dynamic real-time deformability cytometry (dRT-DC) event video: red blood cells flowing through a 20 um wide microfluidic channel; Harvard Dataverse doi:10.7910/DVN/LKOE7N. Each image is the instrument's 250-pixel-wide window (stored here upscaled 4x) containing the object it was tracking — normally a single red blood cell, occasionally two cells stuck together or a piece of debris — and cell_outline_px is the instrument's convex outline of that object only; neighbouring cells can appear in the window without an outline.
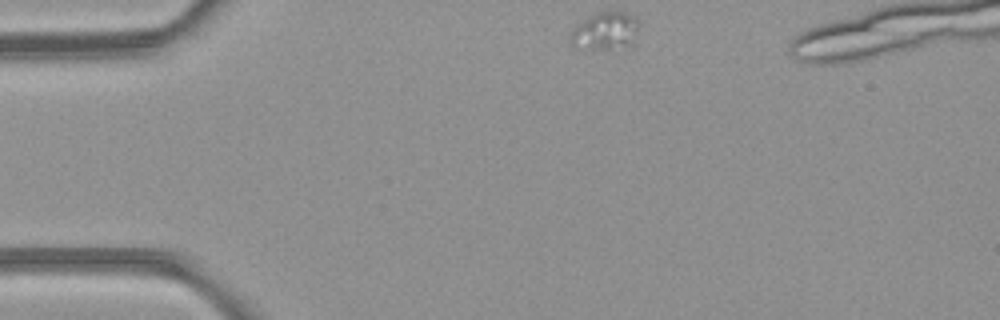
{"species": "common noctule bat (a hibernating species)", "species_latin": "Nyctalus noctula", "temperature_condition": "room temperature", "stored_images_in_passage": 36, "camera_frame_rate_fps": 3000, "um_per_image_px": 0.085, "animal": {"sex": "female", "body_mass_g": 21.9}, "frame": {"image": 1, "passage_image": 1, "time_ms": 0.0, "image_size_px": [1000, 320], "cell_outline_px": [[640, 28], [632, 44], [608, 48], [604, 48], [572, 44], [568, 36], [584, 20], [600, 12], [624, 12], [636, 16], [640, 20]], "centroid_in_image_um": [51.57, 2.58], "position_along_channel_um": 33.4, "area_um2": 14.33}}
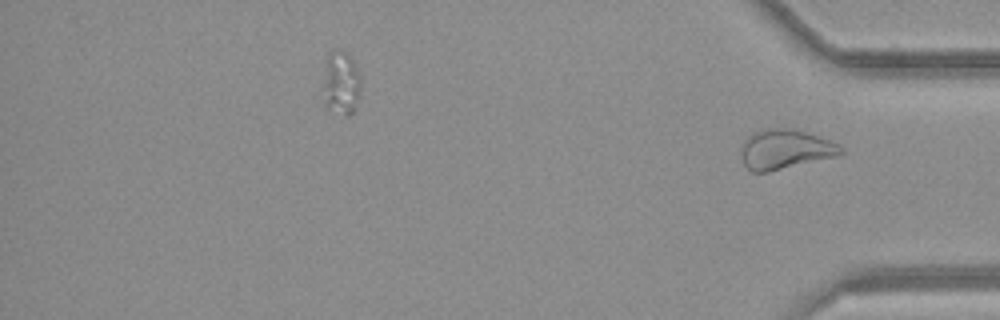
{"frame": {"image": 2, "passage_image": 36, "time_ms": 11.667, "image_size_px": [1000, 320], "cell_outline_px": [[844, 152], [840, 156], [768, 172], [752, 172], [744, 164], [740, 152], [744, 140], [748, 136], [756, 132], [768, 128], [792, 128], [840, 144], [844, 148]], "centroid_in_image_um": [66.77, 12.71], "position_along_channel_um": 368.4, "area_um2": 23.12}}